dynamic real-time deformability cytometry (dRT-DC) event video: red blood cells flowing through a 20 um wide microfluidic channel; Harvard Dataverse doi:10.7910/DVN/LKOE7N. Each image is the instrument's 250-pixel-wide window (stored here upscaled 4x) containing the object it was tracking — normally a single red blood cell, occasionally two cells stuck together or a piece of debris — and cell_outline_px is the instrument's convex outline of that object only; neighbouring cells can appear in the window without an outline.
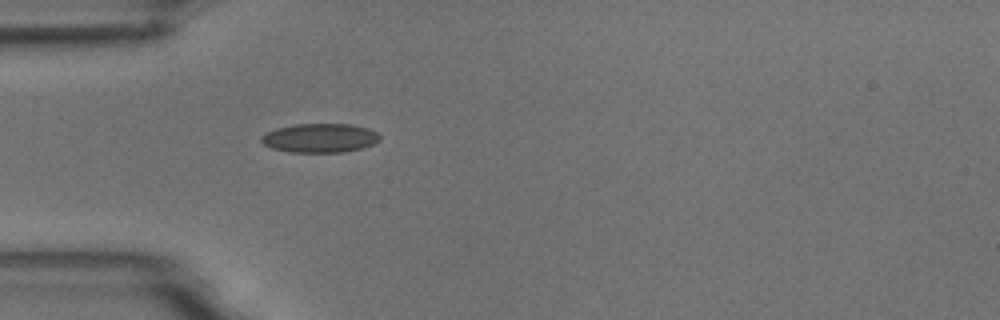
{"species": "common noctule bat (a hibernating species)", "species_latin": "Nyctalus noctula", "temperature_condition": "room temperature", "stored_images_in_passage": 1, "camera_frame_rate_fps": 3000, "um_per_image_px": 0.085, "animal": {"sex": "male", "body_mass_g": 18.8}, "frame": {"image": 1, "passage_image": 1, "time_ms": 0.0, "image_size_px": [1000, 320], "cell_outline_px": [[380, 140], [372, 144], [360, 148], [344, 152], [288, 152], [272, 148], [264, 144], [260, 140], [260, 136], [276, 128], [296, 124], [352, 124], [368, 128], [376, 132], [380, 136]], "centroid_in_image_um": [27.18, 11.73], "position_along_channel_um": 57.8, "area_um2": 20.0}}